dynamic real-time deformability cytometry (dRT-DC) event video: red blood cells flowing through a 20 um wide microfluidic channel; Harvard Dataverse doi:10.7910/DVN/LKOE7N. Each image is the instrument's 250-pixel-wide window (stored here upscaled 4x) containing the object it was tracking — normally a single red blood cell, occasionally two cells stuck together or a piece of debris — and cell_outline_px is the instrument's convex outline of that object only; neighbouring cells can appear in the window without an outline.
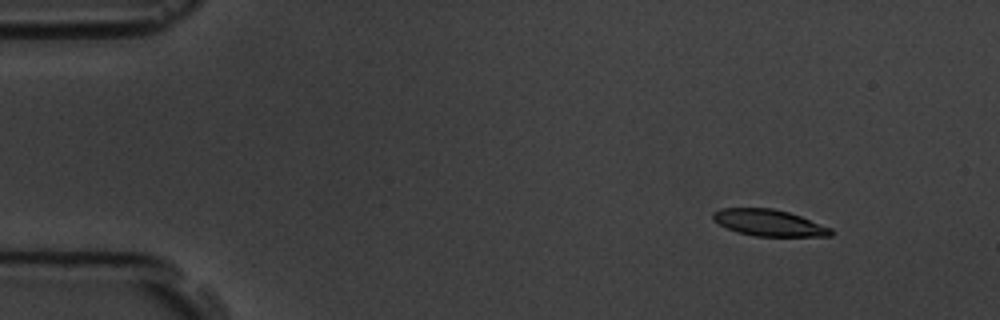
{"species": "common noctule bat (a hibernating species)", "species_latin": "Nyctalus noctula", "temperature_condition": "room temperature", "stored_images_in_passage": 5, "camera_frame_rate_fps": 3000, "um_per_image_px": 0.085, "animal": {"sex": "male", "body_mass_g": 19.5, "forearm_length_mm": 54.6}, "frame": {"image": 1, "passage_image": 2, "time_ms": 1.0, "image_size_px": [1000, 320], "cell_outline_px": [[832, 236], [756, 236], [736, 232], [712, 220], [712, 212], [720, 208], [772, 208], [788, 212], [800, 216], [832, 228]], "centroid_in_image_um": [65.33, 18.93], "position_along_channel_um": 19.7, "area_um2": 18.15}}
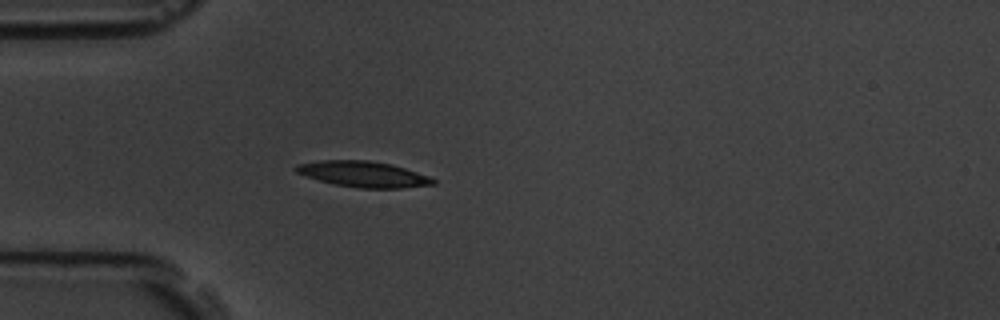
{"frame": {"image": 2, "passage_image": 5, "time_ms": 4.333, "image_size_px": [1000, 320], "cell_outline_px": [[436, 184], [400, 188], [356, 188], [336, 184], [320, 180], [296, 172], [292, 168], [296, 164], [320, 160], [368, 160], [392, 164], [432, 176], [436, 180]], "centroid_in_image_um": [30.92, 14.79], "position_along_channel_um": 54.1, "area_um2": 20.75}}